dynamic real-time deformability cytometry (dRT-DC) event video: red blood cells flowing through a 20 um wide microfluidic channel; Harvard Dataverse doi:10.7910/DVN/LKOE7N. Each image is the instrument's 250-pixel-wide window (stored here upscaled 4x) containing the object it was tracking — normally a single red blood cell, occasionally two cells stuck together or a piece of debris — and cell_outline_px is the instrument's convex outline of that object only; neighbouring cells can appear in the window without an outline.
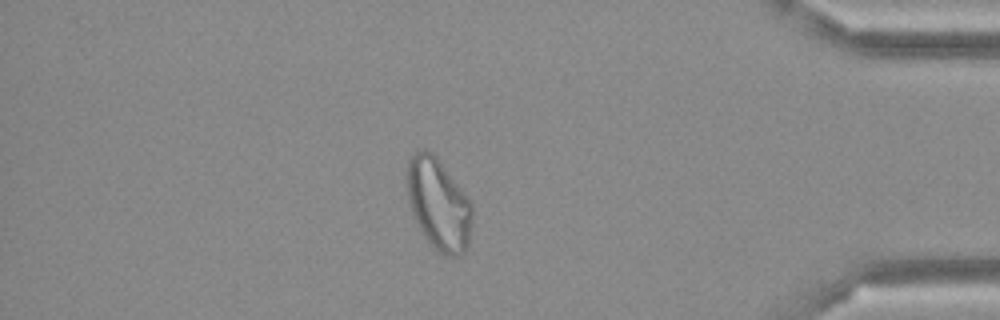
{"species": "Egyptian fruit bat (a non-hibernating species)", "species_latin": "Rousettus aegyptiacus", "temperature_condition": "cold", "stored_images_in_passage": 50, "camera_frame_rate_fps": 3000, "um_per_image_px": 0.085, "frame": {"image": 1, "passage_image": 43, "time_ms": 14.0, "image_size_px": [1000, 320], "cell_outline_px": [[472, 220], [468, 244], [464, 252], [460, 256], [448, 256], [440, 252], [428, 240], [420, 228], [408, 204], [408, 160], [416, 152], [424, 148], [432, 152], [440, 160], [464, 192], [472, 204]], "centroid_in_image_um": [37.3, 17.34], "position_along_channel_um": 397.9, "area_um2": 34.33}}